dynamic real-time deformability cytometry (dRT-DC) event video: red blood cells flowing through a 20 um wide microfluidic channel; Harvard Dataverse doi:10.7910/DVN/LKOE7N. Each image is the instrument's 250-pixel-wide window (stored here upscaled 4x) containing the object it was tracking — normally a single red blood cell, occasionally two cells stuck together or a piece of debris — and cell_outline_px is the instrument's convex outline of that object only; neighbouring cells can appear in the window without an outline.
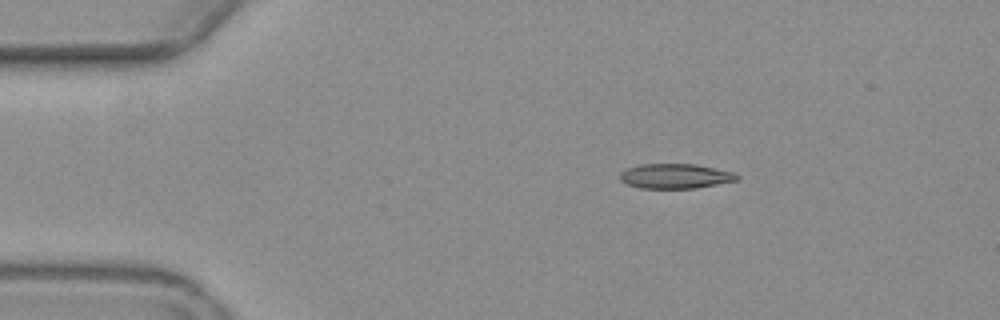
{"species": "common noctule bat (a hibernating species)", "species_latin": "Nyctalus noctula", "temperature_condition": "warm", "stored_images_in_passage": 4, "camera_frame_rate_fps": 3000, "um_per_image_px": 0.085, "animal": {"sex": "female", "body_mass_g": 19.3, "forearm_length_mm": 54.1}, "frame": {"image": 1, "passage_image": 2, "time_ms": 1.333, "image_size_px": [1000, 320], "cell_outline_px": [[740, 180], [696, 188], [640, 188], [628, 184], [620, 180], [620, 172], [628, 168], [640, 164], [696, 164], [732, 172], [740, 176]], "centroid_in_image_um": [57.42, 14.97], "position_along_channel_um": 27.6, "area_um2": 16.88}}